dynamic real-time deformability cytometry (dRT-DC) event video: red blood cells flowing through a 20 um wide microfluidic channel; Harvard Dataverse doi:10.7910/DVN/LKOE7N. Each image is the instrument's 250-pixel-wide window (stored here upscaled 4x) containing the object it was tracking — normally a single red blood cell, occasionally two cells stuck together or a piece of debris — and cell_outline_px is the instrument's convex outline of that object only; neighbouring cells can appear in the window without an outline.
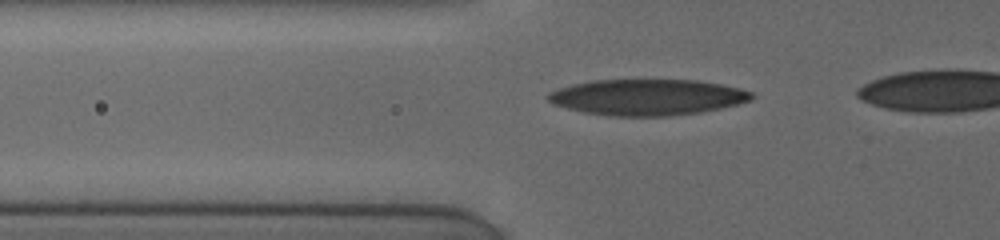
{"species": "human", "species_latin": "Homo sapiens", "temperature_condition": "cold", "stored_images_in_passage": 4, "camera_frame_rate_fps": 3000, "um_per_image_px": 0.085, "donor": {"sex": "female"}, "frame": {"image": 1, "passage_image": 2, "time_ms": 0.667, "image_size_px": [1000, 240], "cell_outline_px": [[756, 96], [752, 100], [720, 108], [700, 112], [668, 116], [612, 116], [584, 112], [552, 104], [544, 96], [548, 92], [572, 84], [592, 80], [696, 80], [720, 84], [740, 88], [752, 92]], "centroid_in_image_um": [55.01, 8.26], "position_along_channel_um": 70.8, "area_um2": 42.77}}